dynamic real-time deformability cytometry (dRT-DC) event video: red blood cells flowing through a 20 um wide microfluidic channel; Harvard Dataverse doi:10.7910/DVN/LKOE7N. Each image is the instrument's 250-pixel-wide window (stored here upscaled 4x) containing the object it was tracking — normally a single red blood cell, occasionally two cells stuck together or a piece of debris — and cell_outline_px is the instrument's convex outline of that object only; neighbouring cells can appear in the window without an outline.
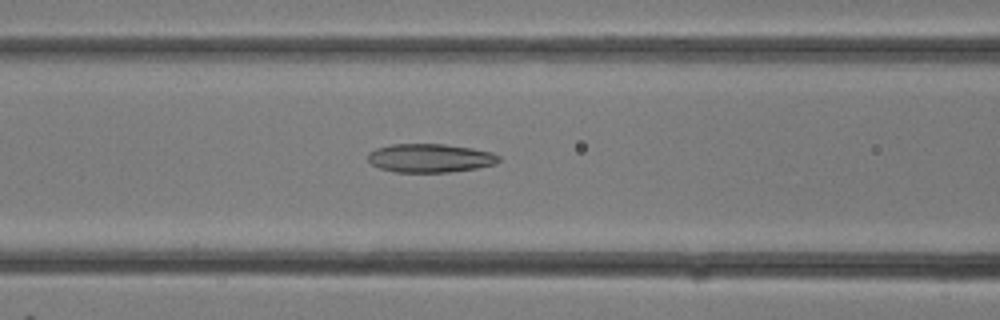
{"species": "common noctule bat (a hibernating species)", "species_latin": "Nyctalus noctula", "temperature_condition": "room temperature", "stored_images_in_passage": 12, "camera_frame_rate_fps": 3000, "um_per_image_px": 0.085, "animal": {"sex": "female"}, "frame": {"image": 1, "passage_image": 10, "time_ms": 3.0, "image_size_px": [1000, 320], "cell_outline_px": [[500, 160], [496, 164], [476, 168], [448, 172], [396, 172], [380, 168], [372, 164], [368, 160], [368, 152], [376, 148], [392, 144], [444, 144], [472, 148], [492, 152], [500, 156]], "centroid_in_image_um": [36.56, 13.43], "position_along_channel_um": 130.0, "area_um2": 21.85}}
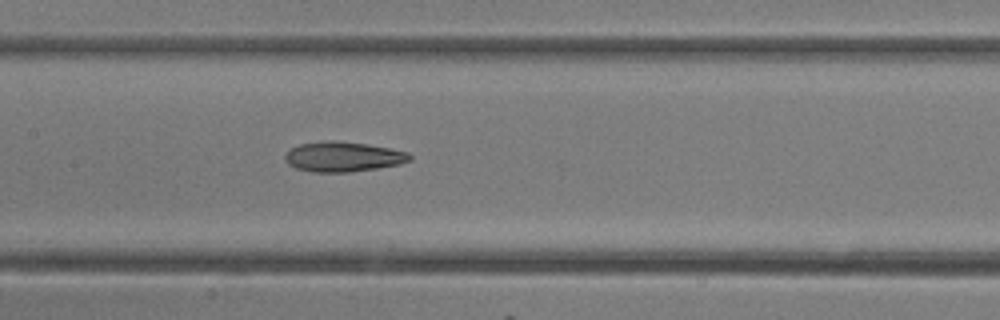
{"frame": {"image": 2, "passage_image": 12, "time_ms": 3.667, "image_size_px": [1000, 320], "cell_outline_px": [[412, 160], [400, 164], [376, 168], [348, 172], [312, 172], [296, 168], [288, 164], [284, 160], [284, 156], [292, 148], [300, 144], [328, 140], [336, 140], [368, 144], [392, 148], [408, 152], [412, 156]], "centroid_in_image_um": [29.18, 13.31], "position_along_channel_um": 178.2, "area_um2": 21.91}}